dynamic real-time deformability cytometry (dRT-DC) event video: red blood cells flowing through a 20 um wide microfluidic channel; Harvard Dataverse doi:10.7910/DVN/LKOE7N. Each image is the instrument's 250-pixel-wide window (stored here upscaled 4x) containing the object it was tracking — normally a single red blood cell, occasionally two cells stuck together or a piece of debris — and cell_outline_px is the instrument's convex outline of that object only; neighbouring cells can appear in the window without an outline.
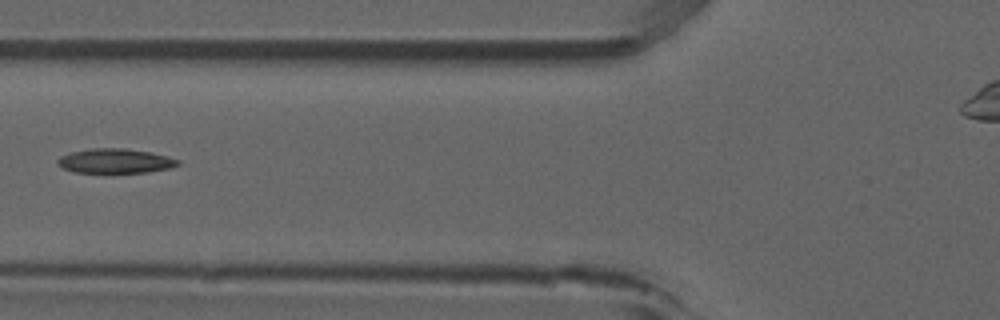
{"species": "common noctule bat (a hibernating species)", "species_latin": "Nyctalus noctula", "temperature_condition": "room temperature", "stored_images_in_passage": 6, "camera_frame_rate_fps": 3000, "um_per_image_px": 0.085, "animal": {"sex": "male", "forearm_length_mm": 52.5}, "frame": {"image": 1, "passage_image": 6, "time_ms": 1.667, "image_size_px": [1000, 320], "cell_outline_px": [[180, 164], [172, 168], [148, 172], [72, 172], [56, 164], [56, 160], [60, 156], [72, 152], [92, 148], [124, 148], [152, 152], [168, 156], [180, 160]], "centroid_in_image_um": [9.82, 13.67], "position_along_channel_um": 116.0, "area_um2": 17.28}}